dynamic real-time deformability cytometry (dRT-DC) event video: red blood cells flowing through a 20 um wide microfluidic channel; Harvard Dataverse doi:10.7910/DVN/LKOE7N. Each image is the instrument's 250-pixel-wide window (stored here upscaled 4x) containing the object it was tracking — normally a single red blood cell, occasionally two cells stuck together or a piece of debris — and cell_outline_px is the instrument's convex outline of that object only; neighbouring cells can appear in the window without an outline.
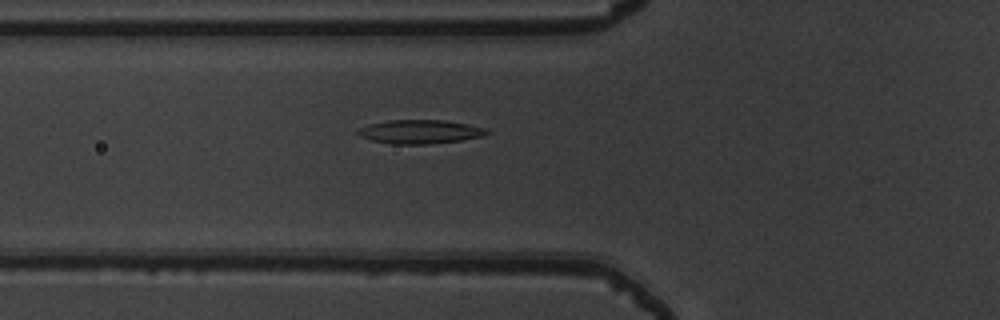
{"species": "common noctule bat (a hibernating species)", "species_latin": "Nyctalus noctula", "temperature_condition": "warm", "stored_images_in_passage": 37, "segment_of_instrument_passage": [1, 2], "camera_frame_rate_fps": 3000, "um_per_image_px": 0.085, "animal": {"sex": "male", "body_mass_g": 19.5, "forearm_length_mm": 54.6}, "frame": {"image": 1, "passage_image": 3, "time_ms": 0.667, "image_size_px": [1000, 320], "cell_outline_px": [[492, 132], [484, 136], [460, 140], [432, 144], [392, 144], [372, 140], [360, 136], [356, 132], [360, 128], [372, 124], [388, 120], [444, 120], [468, 124], [484, 128]], "centroid_in_image_um": [35.74, 11.2], "position_along_channel_um": 90.1, "area_um2": 17.8}}
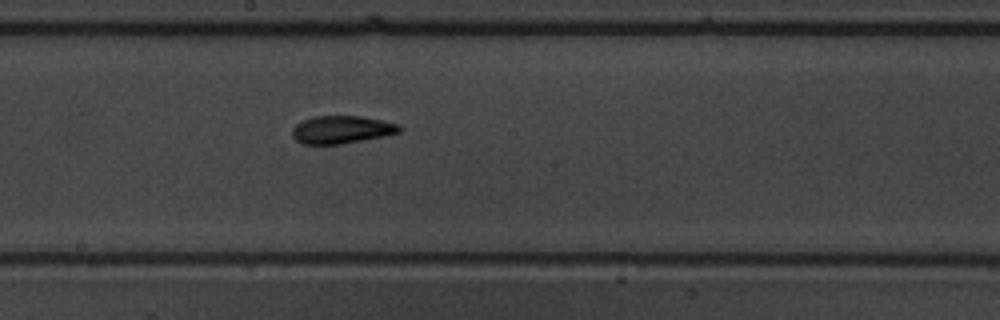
{"frame": {"image": 2, "passage_image": 13, "time_ms": 4.0, "image_size_px": [1000, 320], "cell_outline_px": [[404, 128], [400, 132], [384, 136], [340, 144], [304, 144], [296, 140], [292, 136], [292, 128], [300, 120], [312, 116], [360, 116], [384, 120], [400, 124]], "centroid_in_image_um": [29.05, 11.0], "position_along_channel_um": 219.2, "area_um2": 17.57}}
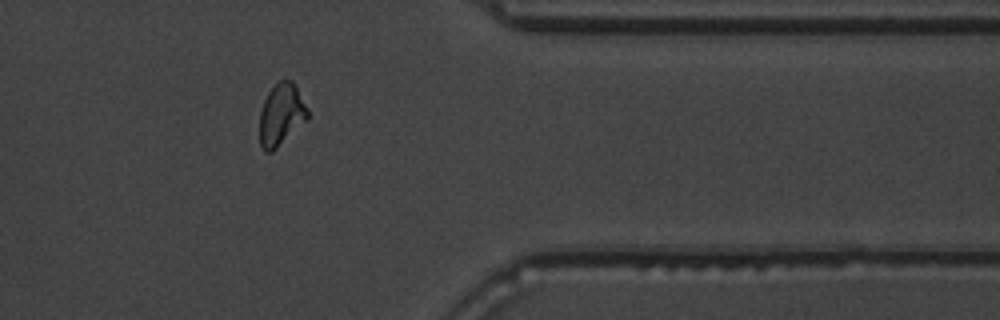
{"frame": {"image": 3, "passage_image": 27, "time_ms": 8.667, "image_size_px": [1000, 320], "cell_outline_px": [[308, 120], [272, 152], [264, 152], [260, 144], [260, 112], [264, 100], [268, 92], [276, 80], [292, 80], [308, 108]], "centroid_in_image_um": [23.91, 9.74], "position_along_channel_um": 387.5, "area_um2": 17.51}}